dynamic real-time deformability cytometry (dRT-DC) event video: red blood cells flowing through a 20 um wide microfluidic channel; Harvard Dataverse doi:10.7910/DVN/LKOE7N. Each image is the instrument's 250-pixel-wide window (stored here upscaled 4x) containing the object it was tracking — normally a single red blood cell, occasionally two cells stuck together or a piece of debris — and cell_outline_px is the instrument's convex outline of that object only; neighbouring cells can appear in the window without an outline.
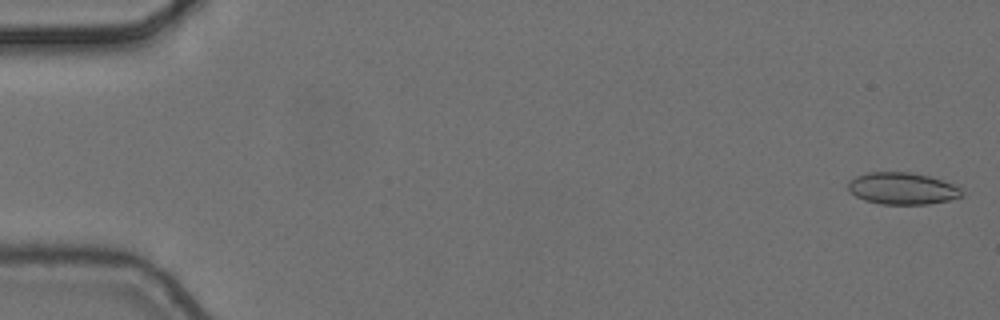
{"species": "common noctule bat (a hibernating species)", "species_latin": "Nyctalus noctula", "temperature_condition": "cold", "stored_images_in_passage": 7, "camera_frame_rate_fps": 3000, "um_per_image_px": 0.085, "animal": {"sex": "female", "body_mass_g": 24.6, "forearm_length_mm": 56.2}, "frame": {"image": 1, "passage_image": 1, "time_ms": 0.0, "image_size_px": [1000, 320], "cell_outline_px": [[964, 196], [948, 200], [928, 204], [880, 204], [864, 200], [856, 196], [848, 188], [848, 184], [856, 176], [868, 172], [908, 172], [928, 176], [952, 184], [960, 188], [964, 192]], "centroid_in_image_um": [76.71, 16.03], "position_along_channel_um": 8.3, "area_um2": 20.92}}
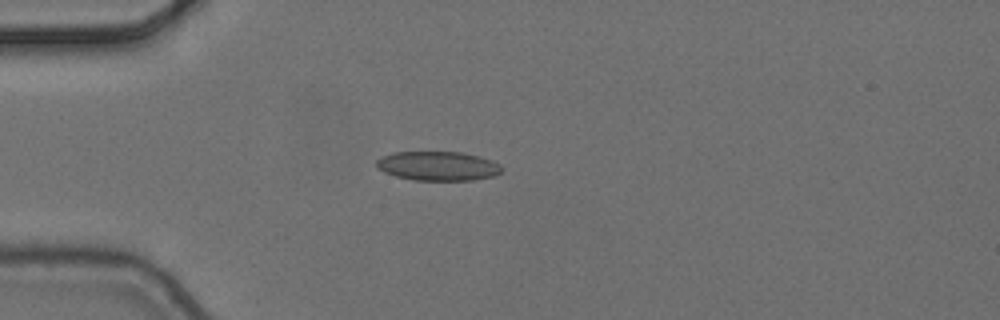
{"frame": {"image": 2, "passage_image": 5, "time_ms": 1.333, "image_size_px": [1000, 320], "cell_outline_px": [[504, 168], [496, 176], [472, 180], [412, 180], [396, 176], [384, 172], [376, 168], [376, 160], [380, 156], [392, 152], [460, 152], [492, 160], [500, 164]], "centroid_in_image_um": [37.2, 14.11], "position_along_channel_um": 47.8, "area_um2": 21.5}}
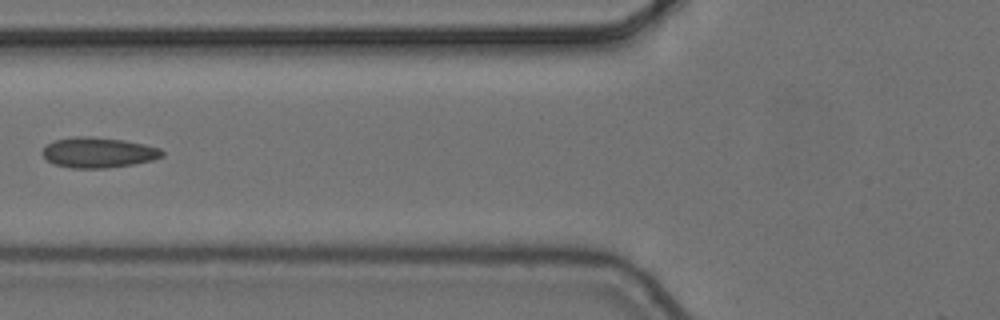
{"frame": {"image": 3, "passage_image": 7, "time_ms": 2.0, "image_size_px": [1000, 320], "cell_outline_px": [[164, 156], [152, 160], [132, 164], [108, 168], [72, 168], [52, 164], [40, 152], [48, 144], [56, 140], [76, 136], [88, 136], [124, 140], [144, 144], [160, 148], [164, 152]], "centroid_in_image_um": [8.36, 12.97], "position_along_channel_um": 117.4, "area_um2": 21.15}}